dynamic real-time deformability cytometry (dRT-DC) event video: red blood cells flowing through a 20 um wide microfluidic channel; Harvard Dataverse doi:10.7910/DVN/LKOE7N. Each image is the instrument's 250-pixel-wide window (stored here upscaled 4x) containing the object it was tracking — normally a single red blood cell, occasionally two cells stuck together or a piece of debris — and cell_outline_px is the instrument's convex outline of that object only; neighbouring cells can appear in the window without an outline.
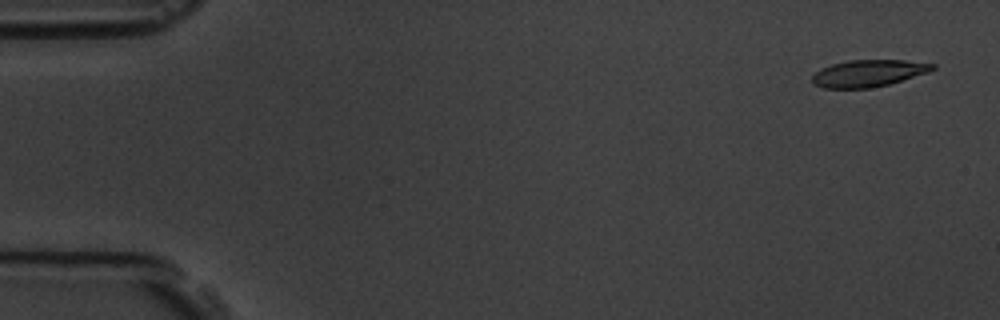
{"species": "common noctule bat (a hibernating species)", "species_latin": "Nyctalus noctula", "temperature_condition": "room temperature", "stored_images_in_passage": 6, "segment_of_instrument_passage": [2, 2], "camera_frame_rate_fps": 3000, "um_per_image_px": 0.085, "animal": {"sex": "male", "body_mass_g": 19.5, "forearm_length_mm": 54.6}, "frame": {"image": 1, "passage_image": 6, "time_ms": 5.667, "image_size_px": [1000, 320], "cell_outline_px": [[936, 68], [928, 72], [888, 84], [868, 88], [824, 88], [812, 84], [812, 76], [820, 68], [832, 64], [848, 60], [904, 60], [936, 64]], "centroid_in_image_um": [73.78, 6.22], "position_along_channel_um": 11.2, "area_um2": 18.79}}